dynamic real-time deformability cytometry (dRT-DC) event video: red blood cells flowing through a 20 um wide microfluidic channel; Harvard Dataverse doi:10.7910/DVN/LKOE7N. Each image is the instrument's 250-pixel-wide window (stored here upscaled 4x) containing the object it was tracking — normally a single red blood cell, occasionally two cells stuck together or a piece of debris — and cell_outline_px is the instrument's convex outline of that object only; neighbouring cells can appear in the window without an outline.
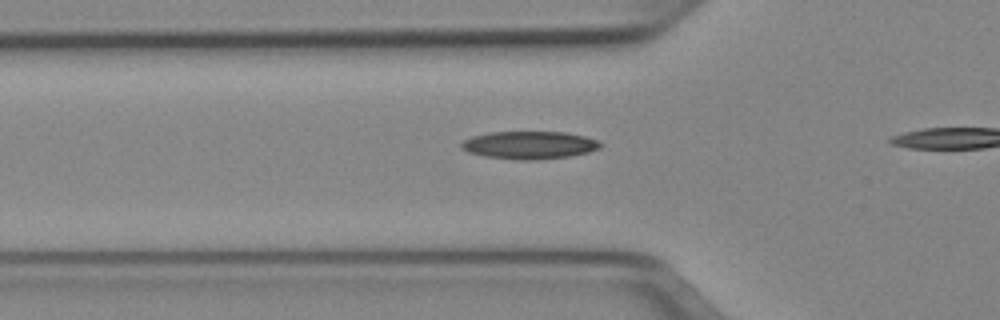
{"species": "Egyptian fruit bat (a non-hibernating species)", "species_latin": "Rousettus aegyptiacus", "temperature_condition": "cold", "stored_images_in_passage": 13, "camera_frame_rate_fps": 3000, "um_per_image_px": 0.085, "animal": {"sex": "female"}, "frame": {"image": 1, "passage_image": 8, "time_ms": 2.333, "image_size_px": [1000, 320], "cell_outline_px": [[604, 144], [600, 148], [588, 152], [572, 156], [536, 160], [520, 160], [484, 156], [468, 152], [460, 148], [460, 144], [464, 140], [472, 136], [488, 132], [564, 132], [584, 136], [596, 140]], "centroid_in_image_um": [44.99, 12.33], "position_along_channel_um": 80.8, "area_um2": 22.6}}
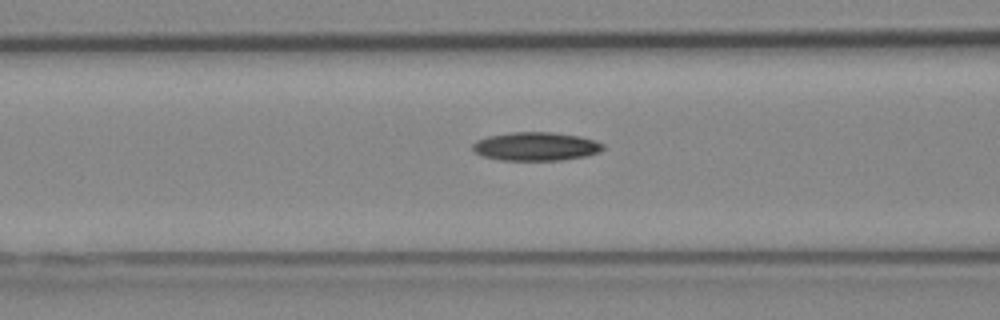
{"frame": {"image": 2, "passage_image": 11, "time_ms": 3.333, "image_size_px": [1000, 320], "cell_outline_px": [[604, 148], [600, 152], [584, 156], [560, 160], [500, 160], [484, 156], [476, 152], [472, 148], [472, 144], [476, 140], [488, 136], [512, 132], [552, 132], [580, 136], [596, 140], [604, 144]], "centroid_in_image_um": [45.57, 12.44], "position_along_channel_um": 121.0, "area_um2": 21.68}}